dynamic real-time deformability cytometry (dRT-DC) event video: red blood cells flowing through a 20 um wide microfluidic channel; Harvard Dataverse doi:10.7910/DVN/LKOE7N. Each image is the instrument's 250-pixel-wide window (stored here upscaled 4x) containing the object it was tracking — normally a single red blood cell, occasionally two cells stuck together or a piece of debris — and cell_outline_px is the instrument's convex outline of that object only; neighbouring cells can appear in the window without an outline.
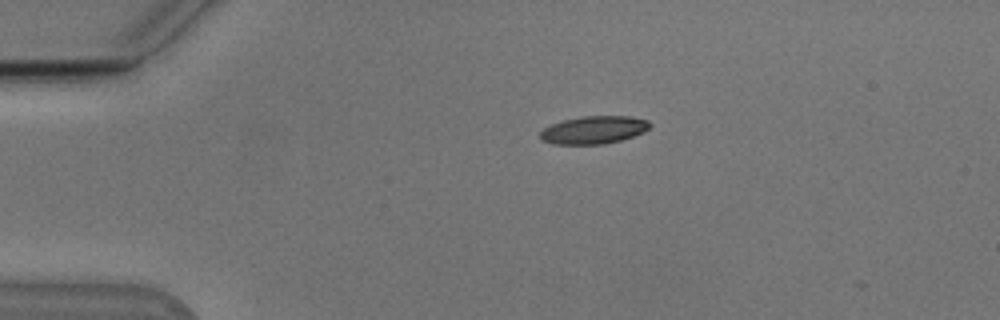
{"species": "Egyptian fruit bat (a non-hibernating species)", "species_latin": "Rousettus aegyptiacus", "temperature_condition": "cold", "stored_images_in_passage": 2, "camera_frame_rate_fps": 3000, "um_per_image_px": 0.085, "animal": {"sex": "male"}, "frame": {"image": 1, "passage_image": 1, "time_ms": 0.0, "image_size_px": [1000, 320], "cell_outline_px": [[652, 124], [644, 132], [620, 140], [604, 144], [552, 144], [540, 140], [540, 132], [544, 128], [552, 124], [564, 120], [580, 116], [632, 116], [648, 120]], "centroid_in_image_um": [50.47, 11.04], "position_along_channel_um": 34.5, "area_um2": 17.8}}